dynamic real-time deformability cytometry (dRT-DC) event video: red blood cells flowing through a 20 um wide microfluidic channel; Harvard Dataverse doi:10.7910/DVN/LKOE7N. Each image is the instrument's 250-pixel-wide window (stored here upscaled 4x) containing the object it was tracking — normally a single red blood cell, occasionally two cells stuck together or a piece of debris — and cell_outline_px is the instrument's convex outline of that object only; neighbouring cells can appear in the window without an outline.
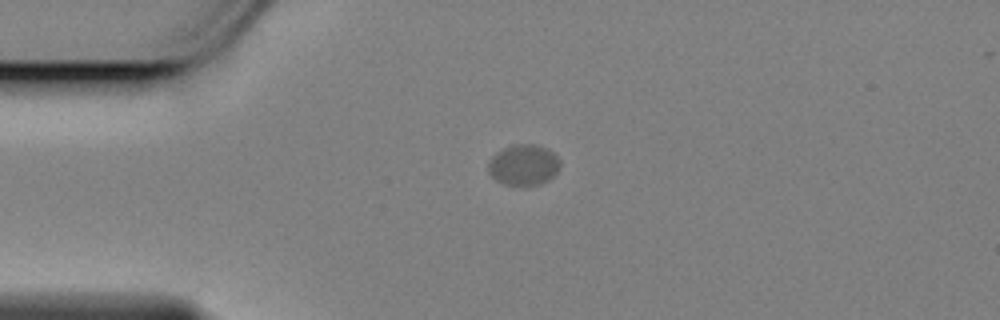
{"species": "Egyptian fruit bat (a non-hibernating species)", "species_latin": "Rousettus aegyptiacus", "temperature_condition": "cold", "stored_images_in_passage": 45, "camera_frame_rate_fps": 3000, "um_per_image_px": 0.085, "animal": {"sex": "female"}, "frame": {"image": 1, "passage_image": 1, "time_ms": 0.0, "image_size_px": [1000, 320], "cell_outline_px": [[560, 168], [548, 180], [540, 184], [504, 184], [496, 180], [488, 172], [488, 164], [492, 156], [496, 152], [512, 144], [536, 144], [548, 148], [560, 160]], "centroid_in_image_um": [44.5, 13.99], "position_along_channel_um": 40.5, "area_um2": 16.99}}
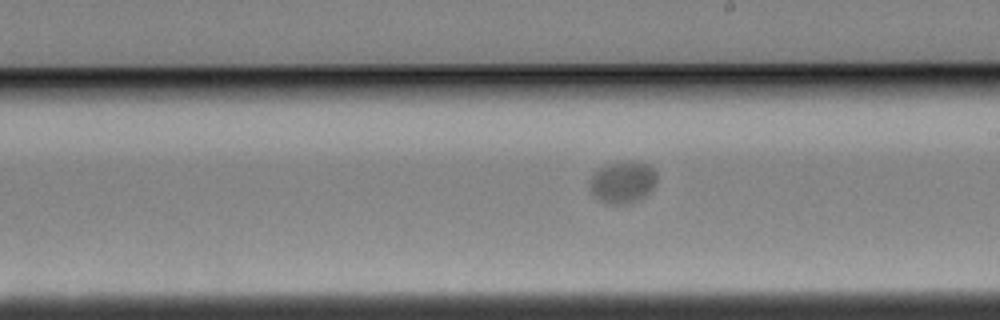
{"frame": {"image": 2, "passage_image": 20, "time_ms": 6.333, "image_size_px": [1000, 320], "cell_outline_px": [[656, 184], [644, 196], [632, 204], [604, 204], [596, 200], [592, 196], [588, 184], [588, 180], [600, 168], [612, 164], [628, 160], [632, 160], [648, 164], [656, 172]], "centroid_in_image_um": [52.9, 15.52], "position_along_channel_um": 236.1, "area_um2": 16.7}}
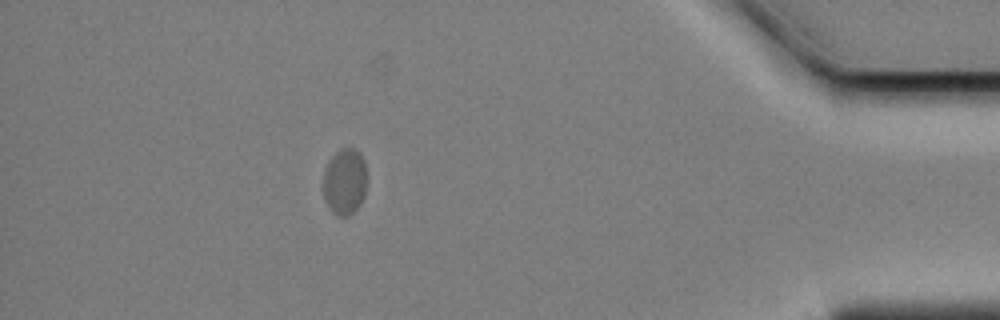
{"frame": {"image": 3, "passage_image": 39, "time_ms": 12.667, "image_size_px": [1000, 320], "cell_outline_px": [[364, 196], [360, 204], [348, 216], [340, 216], [332, 212], [324, 200], [324, 168], [328, 160], [336, 152], [344, 148], [356, 148], [360, 152], [364, 160]], "centroid_in_image_um": [29.27, 15.42], "position_along_channel_um": 405.9, "area_um2": 16.65}}